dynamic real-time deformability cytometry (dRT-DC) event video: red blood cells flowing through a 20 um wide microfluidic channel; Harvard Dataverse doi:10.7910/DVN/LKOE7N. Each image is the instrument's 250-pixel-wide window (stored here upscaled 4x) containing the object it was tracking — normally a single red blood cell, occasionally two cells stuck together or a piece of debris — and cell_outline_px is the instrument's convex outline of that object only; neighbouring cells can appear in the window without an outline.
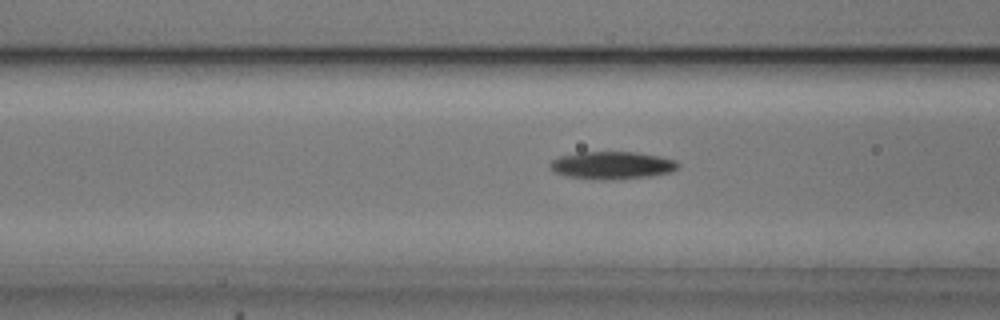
{"species": "common noctule bat (a hibernating species)", "species_latin": "Nyctalus noctula", "temperature_condition": "cold", "stored_images_in_passage": 34, "camera_frame_rate_fps": 3000, "um_per_image_px": 0.085, "animal": {"sex": "male", "body_mass_g": 20.5, "forearm_length_mm": 52.5}, "frame": {"image": 1, "passage_image": 13, "time_ms": 4.0, "image_size_px": [1000, 320], "cell_outline_px": [[680, 164], [672, 172], [652, 176], [612, 180], [592, 180], [564, 176], [552, 172], [548, 168], [548, 164], [552, 160], [560, 156], [580, 152], [636, 152], [676, 160]], "centroid_in_image_um": [51.96, 14.07], "position_along_channel_um": 114.6, "area_um2": 20.98}}
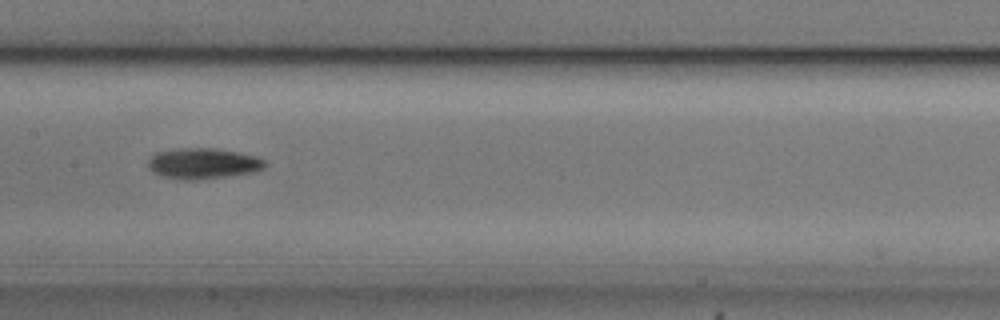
{"frame": {"image": 2, "passage_image": 19, "time_ms": 6.0, "image_size_px": [1000, 320], "cell_outline_px": [[268, 164], [264, 168], [256, 172], [200, 180], [184, 180], [164, 176], [152, 172], [148, 168], [148, 160], [156, 152], [176, 148], [216, 148], [256, 156], [264, 160]], "centroid_in_image_um": [17.27, 13.9], "position_along_channel_um": 190.1, "area_um2": 21.15}}
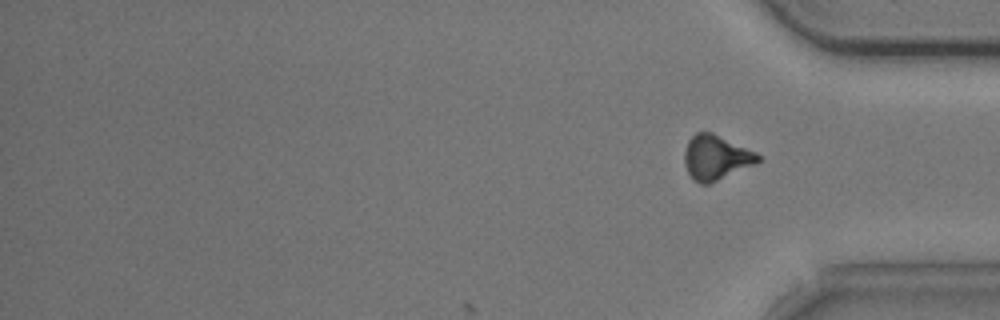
{"frame": {"image": 3, "passage_image": 34, "time_ms": 11.0, "image_size_px": [1000, 320], "cell_outline_px": [[760, 160], [756, 164], [708, 184], [700, 184], [692, 180], [684, 164], [684, 152], [688, 140], [696, 132], [712, 132], [756, 152], [760, 156]], "centroid_in_image_um": [60.84, 13.39], "position_along_channel_um": 374.4, "area_um2": 19.19}, "authors_computed_cell_mechanics": {"area_um2": 19.5653, "velocity_mm_per_s": 3.748, "shape_relaxation_time_tau1_ms": 2.6122, "shape_relaxation_time_tau2_ms": null, "deformation_change_tau1": 0.1403, "deformation_change_tau2": null}}